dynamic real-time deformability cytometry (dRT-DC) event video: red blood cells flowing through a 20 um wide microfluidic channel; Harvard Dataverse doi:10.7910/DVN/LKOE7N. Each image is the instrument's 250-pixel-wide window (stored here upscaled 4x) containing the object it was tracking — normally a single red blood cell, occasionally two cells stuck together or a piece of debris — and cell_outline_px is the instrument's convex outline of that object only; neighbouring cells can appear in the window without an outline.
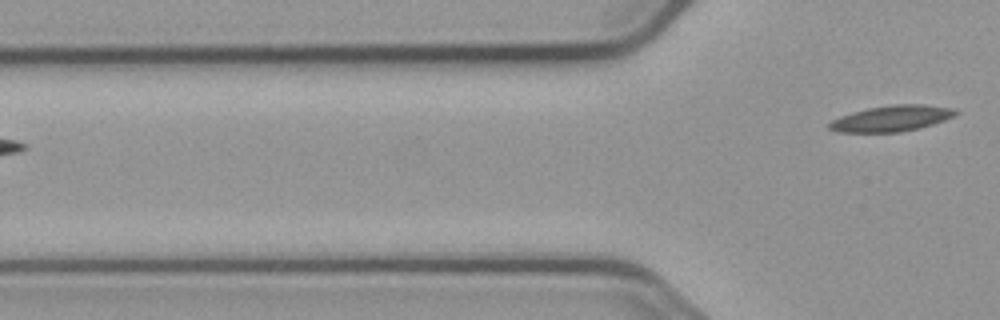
{"species": "common noctule bat (a hibernating species)", "species_latin": "Nyctalus noctula", "temperature_condition": "cold", "stored_images_in_passage": 2, "camera_frame_rate_fps": 3000, "um_per_image_px": 0.085, "animal": {"sex": "male", "body_mass_g": 23.1, "forearm_length_mm": 52.7}, "frame": {"image": 1, "passage_image": 2, "time_ms": 1.333, "image_size_px": [1000, 320], "cell_outline_px": [[960, 112], [956, 116], [920, 128], [900, 132], [840, 132], [828, 128], [828, 124], [832, 120], [840, 116], [852, 112], [868, 108], [892, 104], [924, 104], [956, 108]], "centroid_in_image_um": [75.84, 10.05], "position_along_channel_um": 50.0, "area_um2": 19.25}}